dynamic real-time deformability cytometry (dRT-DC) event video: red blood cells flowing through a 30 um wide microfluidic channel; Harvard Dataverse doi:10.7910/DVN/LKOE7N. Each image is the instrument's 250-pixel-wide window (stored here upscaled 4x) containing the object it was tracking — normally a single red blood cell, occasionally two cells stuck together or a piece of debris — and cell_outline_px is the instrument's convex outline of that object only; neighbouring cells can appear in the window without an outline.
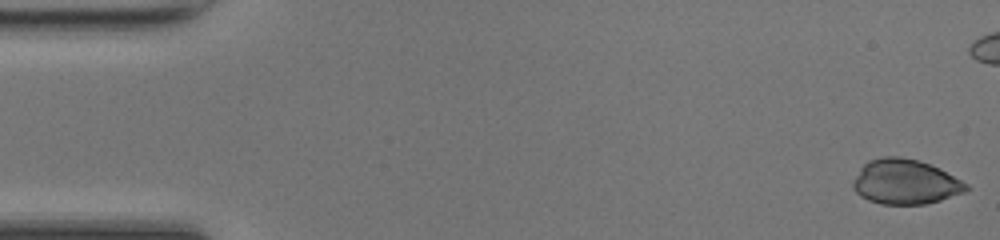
{"species": "common noctule bat (a hibernating species)", "species_latin": "Nyctalus noctula", "temperature_condition": "room temperature", "stored_images_in_passage": 33, "camera_frame_rate_fps": 3000, "um_per_image_px": 0.085, "animal": {"sex": "female", "body_mass_g": 17.0, "forearm_length_mm": 48.0}, "frame": {"image": 1, "passage_image": 1, "time_ms": 0.0, "image_size_px": [1000, 240], "cell_outline_px": [[972, 188], [964, 192], [940, 200], [924, 204], [880, 204], [868, 200], [860, 196], [852, 188], [852, 180], [860, 168], [868, 160], [880, 156], [900, 156], [920, 160], [940, 168], [968, 184]], "centroid_in_image_um": [76.93, 15.44], "position_along_channel_um": 8.1, "area_um2": 29.94}}
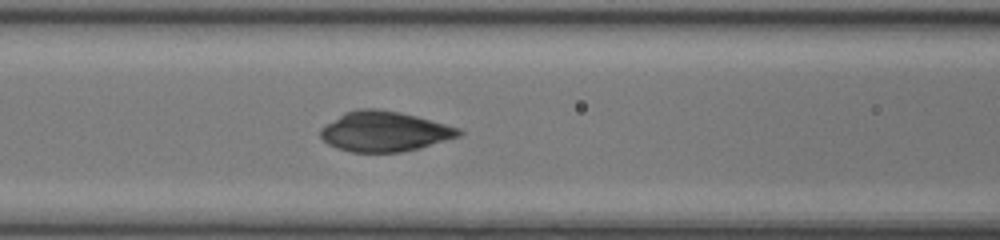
{"frame": {"image": 2, "passage_image": 20, "time_ms": 6.333, "image_size_px": [1000, 240], "cell_outline_px": [[464, 132], [460, 136], [420, 148], [400, 152], [352, 152], [336, 148], [328, 144], [320, 136], [320, 128], [344, 112], [356, 108], [376, 108], [400, 112], [416, 116], [460, 128]], "centroid_in_image_um": [32.67, 11.17], "position_along_channel_um": 133.9, "area_um2": 32.43}}
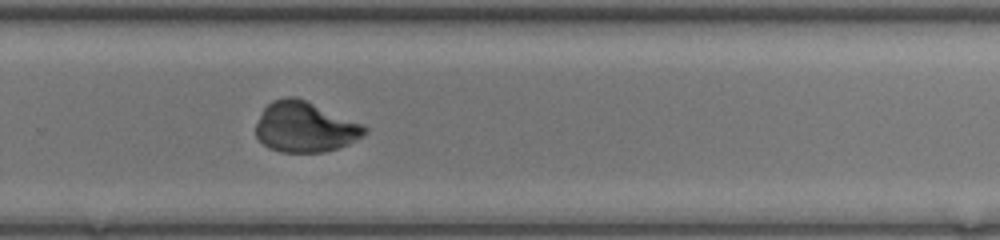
{"frame": {"image": 3, "passage_image": 32, "time_ms": 10.333, "image_size_px": [1000, 240], "cell_outline_px": [[368, 132], [364, 136], [340, 148], [324, 152], [280, 152], [268, 148], [256, 136], [256, 124], [264, 108], [272, 100], [284, 96], [296, 96], [364, 124], [368, 128]], "centroid_in_image_um": [25.95, 10.79], "position_along_channel_um": 303.9, "area_um2": 32.25}}